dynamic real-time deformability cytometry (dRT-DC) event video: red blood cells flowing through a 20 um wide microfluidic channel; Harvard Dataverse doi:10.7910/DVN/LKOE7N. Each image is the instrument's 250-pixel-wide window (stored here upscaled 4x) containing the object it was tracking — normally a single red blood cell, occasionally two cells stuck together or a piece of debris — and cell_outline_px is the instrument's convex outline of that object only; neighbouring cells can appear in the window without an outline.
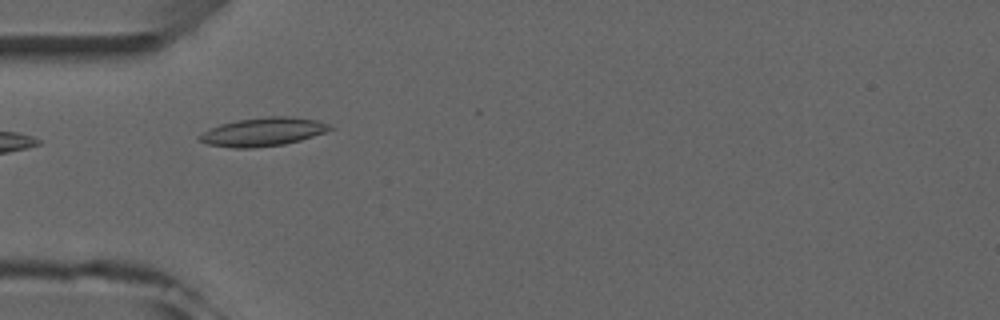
{"species": "common noctule bat (a hibernating species)", "species_latin": "Nyctalus noctula", "temperature_condition": "room temperature", "stored_images_in_passage": 4, "camera_frame_rate_fps": 3000, "um_per_image_px": 0.085, "animal": {"sex": "male", "forearm_length_mm": 52.5}, "frame": {"image": 1, "passage_image": 1, "time_ms": 0.0, "image_size_px": [1000, 320], "cell_outline_px": [[332, 128], [324, 132], [300, 140], [284, 144], [252, 148], [236, 148], [208, 144], [200, 140], [196, 136], [220, 124], [236, 120], [264, 116], [292, 116], [316, 120], [328, 124]], "centroid_in_image_um": [22.34, 11.2], "position_along_channel_um": 62.7, "area_um2": 21.44}}
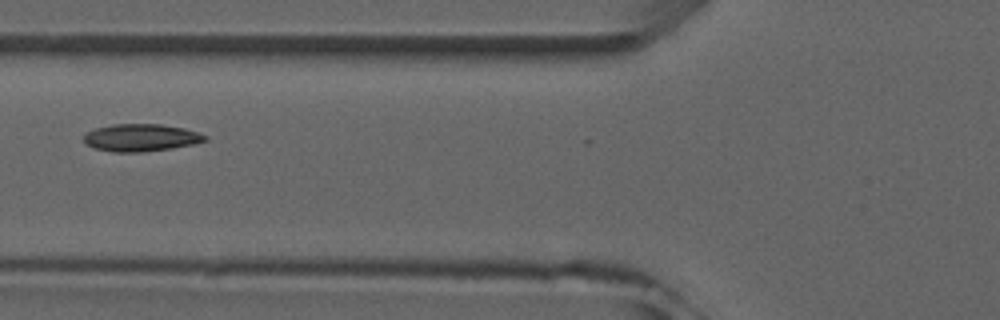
{"frame": {"image": 2, "passage_image": 2, "time_ms": 1.333, "image_size_px": [1000, 320], "cell_outline_px": [[208, 140], [192, 144], [172, 148], [140, 152], [112, 152], [92, 148], [84, 144], [84, 136], [88, 132], [96, 128], [112, 124], [160, 124], [184, 128], [208, 136]], "centroid_in_image_um": [11.95, 11.7], "position_along_channel_um": 113.8, "area_um2": 19.36}}
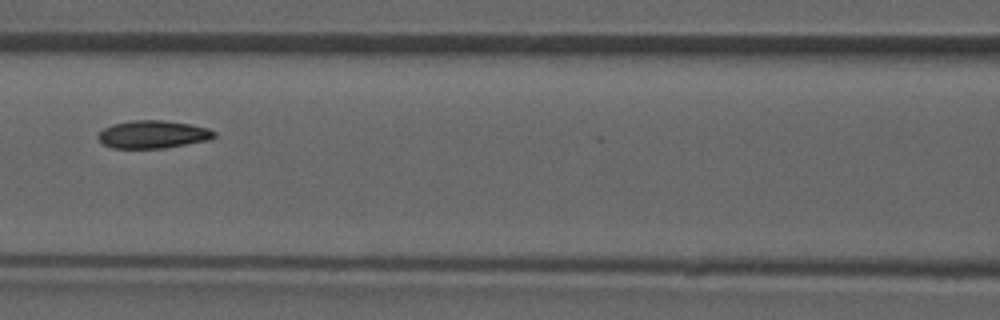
{"frame": {"image": 3, "passage_image": 3, "time_ms": 2.333, "image_size_px": [1000, 320], "cell_outline_px": [[216, 136], [208, 140], [164, 148], [112, 148], [104, 144], [96, 136], [104, 128], [112, 124], [132, 120], [164, 120], [192, 124], [208, 128], [216, 132]], "centroid_in_image_um": [13.01, 11.41], "position_along_channel_um": 153.6, "area_um2": 18.84}}